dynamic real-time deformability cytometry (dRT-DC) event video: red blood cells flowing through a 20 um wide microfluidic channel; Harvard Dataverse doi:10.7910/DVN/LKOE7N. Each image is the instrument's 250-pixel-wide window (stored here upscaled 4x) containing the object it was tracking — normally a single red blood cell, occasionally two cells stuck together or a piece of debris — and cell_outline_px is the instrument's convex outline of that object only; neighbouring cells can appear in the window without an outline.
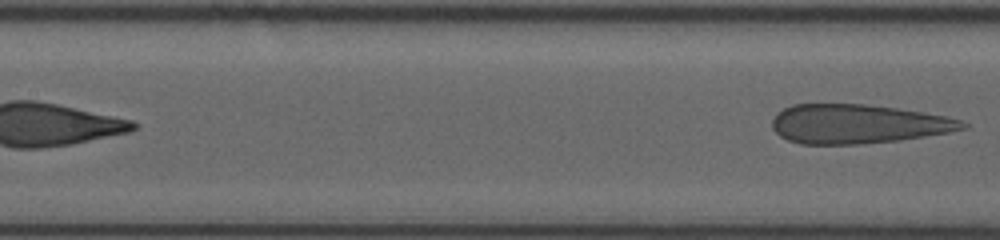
{"species": "human", "species_latin": "Homo sapiens", "temperature_condition": "room temperature", "stored_images_in_passage": 14, "segment_of_instrument_passage": [2, 2], "camera_frame_rate_fps": 3000, "um_per_image_px": 0.085, "donor": {"sex": "female"}, "frame": {"image": 1, "passage_image": 14, "time_ms": 6.333, "image_size_px": [1000, 240], "cell_outline_px": [[968, 128], [948, 132], [900, 140], [860, 144], [800, 144], [788, 140], [780, 136], [772, 128], [772, 120], [776, 112], [792, 104], [864, 104], [896, 108], [924, 112], [944, 116], [960, 120], [968, 124]], "centroid_in_image_um": [72.88, 10.53], "position_along_channel_um": 134.5, "area_um2": 43.47}}